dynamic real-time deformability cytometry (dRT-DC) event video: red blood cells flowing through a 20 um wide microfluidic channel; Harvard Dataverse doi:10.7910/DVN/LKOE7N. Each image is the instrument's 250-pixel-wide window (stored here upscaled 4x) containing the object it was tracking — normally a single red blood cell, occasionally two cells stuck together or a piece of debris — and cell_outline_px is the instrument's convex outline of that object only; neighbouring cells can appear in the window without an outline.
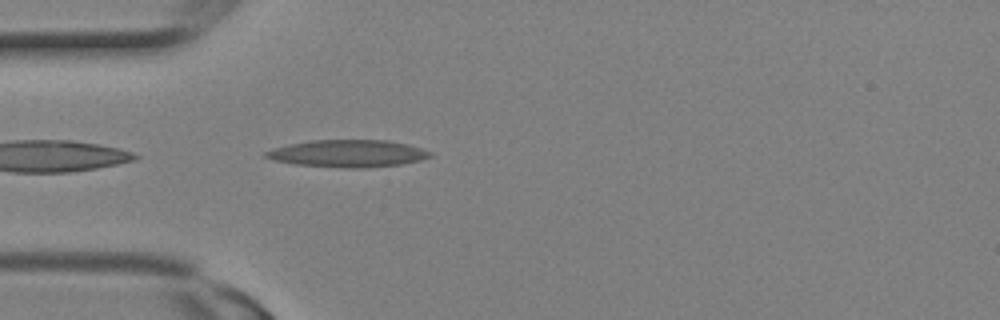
{"species": "Egyptian fruit bat (a non-hibernating species)", "species_latin": "Rousettus aegyptiacus", "temperature_condition": "room temperature", "stored_images_in_passage": 2, "camera_frame_rate_fps": 3000, "um_per_image_px": 0.085, "animal": {"sex": "female"}, "frame": {"image": 1, "passage_image": 2, "time_ms": 0.333, "image_size_px": [1000, 320], "cell_outline_px": [[432, 156], [420, 160], [400, 164], [364, 168], [344, 168], [296, 164], [276, 160], [264, 156], [264, 152], [272, 148], [312, 140], [388, 140], [408, 144], [432, 152]], "centroid_in_image_um": [29.6, 13.04], "position_along_channel_um": 55.4, "area_um2": 25.89}}